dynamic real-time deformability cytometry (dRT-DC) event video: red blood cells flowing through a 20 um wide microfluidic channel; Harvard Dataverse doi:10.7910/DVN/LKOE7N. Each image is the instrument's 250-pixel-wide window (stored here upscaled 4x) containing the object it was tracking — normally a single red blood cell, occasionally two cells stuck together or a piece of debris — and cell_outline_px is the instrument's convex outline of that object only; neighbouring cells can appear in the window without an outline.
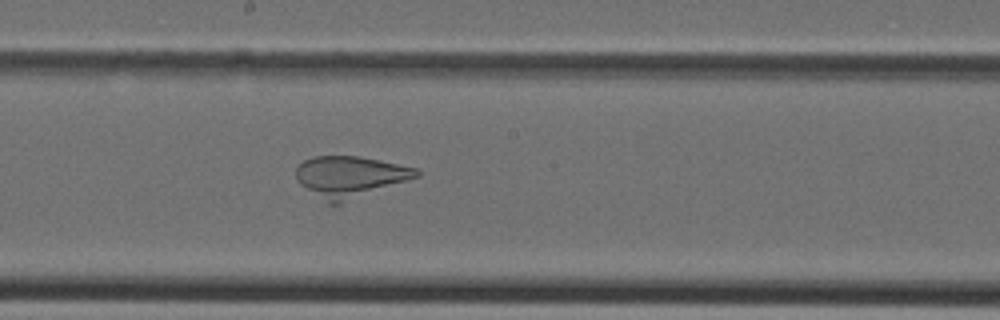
{"species": "Egyptian fruit bat (a non-hibernating species)", "species_latin": "Rousettus aegyptiacus", "temperature_condition": "cold", "stored_images_in_passage": 30, "camera_frame_rate_fps": 3000, "um_per_image_px": 0.085, "animal": {"sex": "female"}, "frame": {"image": 1, "passage_image": 14, "time_ms": 4.333, "image_size_px": [1000, 320], "cell_outline_px": [[420, 176], [340, 204], [328, 204], [300, 184], [296, 180], [296, 168], [304, 160], [312, 156], [360, 156], [380, 160], [416, 168], [420, 172]], "centroid_in_image_um": [29.74, 15.02], "position_along_channel_um": 218.5, "area_um2": 28.9}}
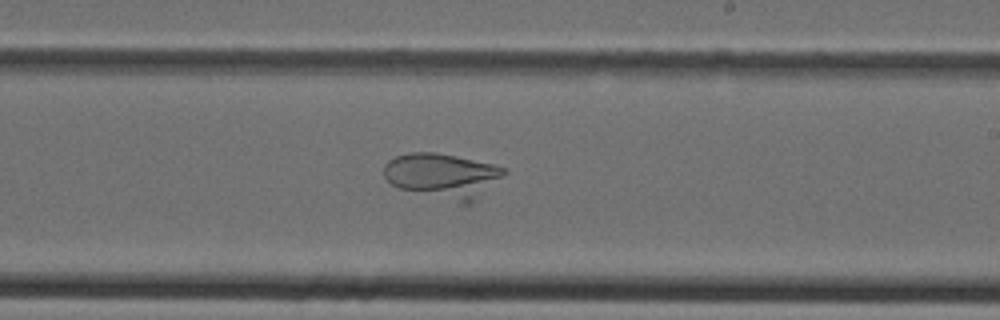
{"frame": {"image": 2, "passage_image": 16, "time_ms": 5.0, "image_size_px": [1000, 320], "cell_outline_px": [[508, 172], [472, 204], [460, 204], [400, 188], [392, 184], [384, 176], [384, 164], [388, 160], [396, 156], [408, 152], [436, 152], [456, 156], [492, 164], [504, 168]], "centroid_in_image_um": [37.64, 14.94], "position_along_channel_um": 251.4, "area_um2": 31.62}}